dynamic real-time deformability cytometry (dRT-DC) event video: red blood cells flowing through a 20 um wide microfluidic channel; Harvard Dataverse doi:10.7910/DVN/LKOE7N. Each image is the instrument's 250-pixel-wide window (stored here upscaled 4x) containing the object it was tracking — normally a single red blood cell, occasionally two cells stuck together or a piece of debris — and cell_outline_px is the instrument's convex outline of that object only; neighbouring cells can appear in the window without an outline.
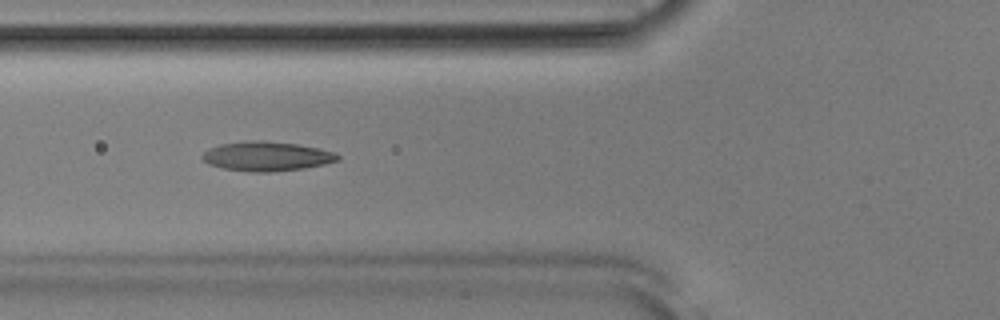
{"species": "Egyptian fruit bat (a non-hibernating species)", "species_latin": "Rousettus aegyptiacus", "temperature_condition": "room temperature", "stored_images_in_passage": 38, "camera_frame_rate_fps": 3000, "um_per_image_px": 0.085, "animal": {"sex": "male"}, "frame": {"image": 1, "passage_image": 5, "time_ms": 1.333, "image_size_px": [1000, 320], "cell_outline_px": [[340, 160], [324, 164], [304, 168], [272, 172], [252, 172], [220, 168], [208, 164], [200, 156], [208, 148], [220, 144], [244, 140], [264, 140], [296, 144], [320, 148], [336, 152], [340, 156]], "centroid_in_image_um": [22.66, 13.28], "position_along_channel_um": 103.1, "area_um2": 23.58}}
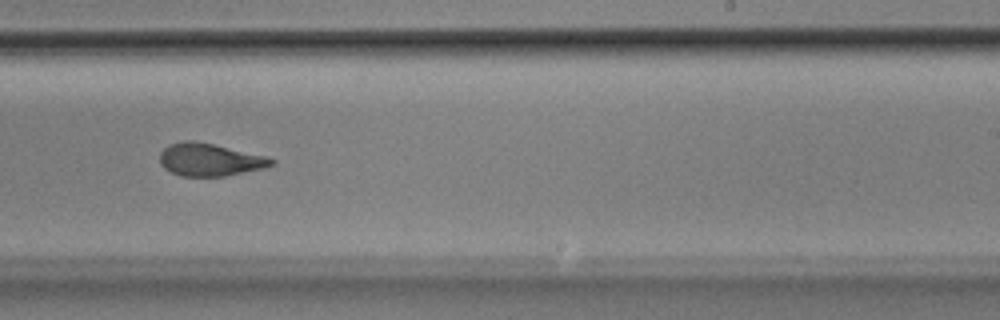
{"frame": {"image": 2, "passage_image": 18, "time_ms": 5.667, "image_size_px": [1000, 320], "cell_outline_px": [[276, 160], [272, 164], [264, 168], [224, 176], [180, 176], [164, 168], [160, 164], [160, 152], [168, 144], [184, 140], [196, 140], [268, 156]], "centroid_in_image_um": [17.82, 13.56], "position_along_channel_um": 271.2, "area_um2": 21.39}}
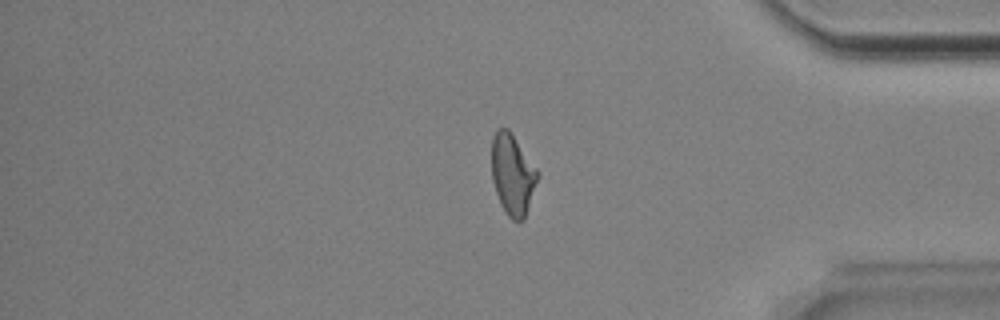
{"frame": {"image": 3, "passage_image": 29, "time_ms": 9.333, "image_size_px": [1000, 320], "cell_outline_px": [[540, 176], [524, 220], [512, 220], [508, 216], [500, 204], [492, 180], [492, 136], [500, 128], [508, 128], [540, 172]], "centroid_in_image_um": [43.59, 14.84], "position_along_channel_um": 391.6, "area_um2": 21.79}, "authors_computed_cell_mechanics": {"area_um2": 21.8484, "velocity_mm_per_s": 3.8848, "shape_relaxation_time_tau1_ms": 4.3665, "shape_relaxation_time_tau2_ms": 2.3532, "deformation_change_tau1": 0.1727, "deformation_change_tau2": 0.0916}}